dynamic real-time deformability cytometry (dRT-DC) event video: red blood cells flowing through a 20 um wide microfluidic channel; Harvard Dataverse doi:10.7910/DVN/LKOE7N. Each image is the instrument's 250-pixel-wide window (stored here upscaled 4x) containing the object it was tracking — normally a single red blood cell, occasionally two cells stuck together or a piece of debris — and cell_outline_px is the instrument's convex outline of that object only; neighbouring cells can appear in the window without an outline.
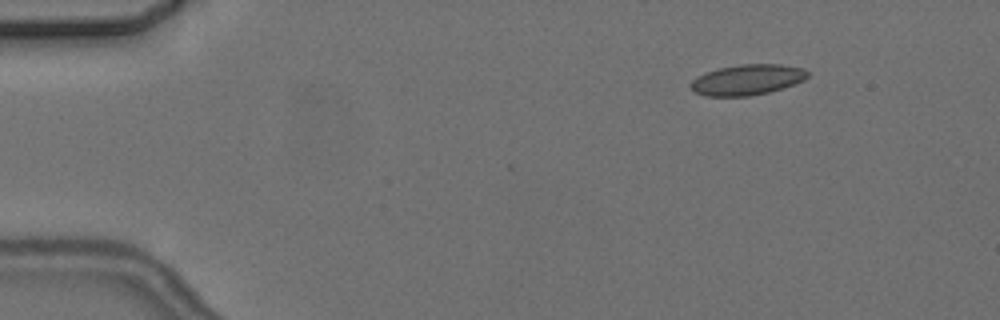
{"species": "common noctule bat (a hibernating species)", "species_latin": "Nyctalus noctula", "temperature_condition": "cold", "stored_images_in_passage": 6, "camera_frame_rate_fps": 3000, "um_per_image_px": 0.085, "animal": {"sex": "female", "body_mass_g": 24.6, "forearm_length_mm": 56.2}, "frame": {"image": 1, "passage_image": 3, "time_ms": 2.333, "image_size_px": [1000, 320], "cell_outline_px": [[808, 76], [804, 80], [768, 92], [748, 96], [704, 96], [688, 88], [688, 84], [692, 80], [704, 72], [716, 68], [740, 64], [780, 64], [804, 68], [808, 72]], "centroid_in_image_um": [63.45, 6.77], "position_along_channel_um": 21.6, "area_um2": 20.92}}
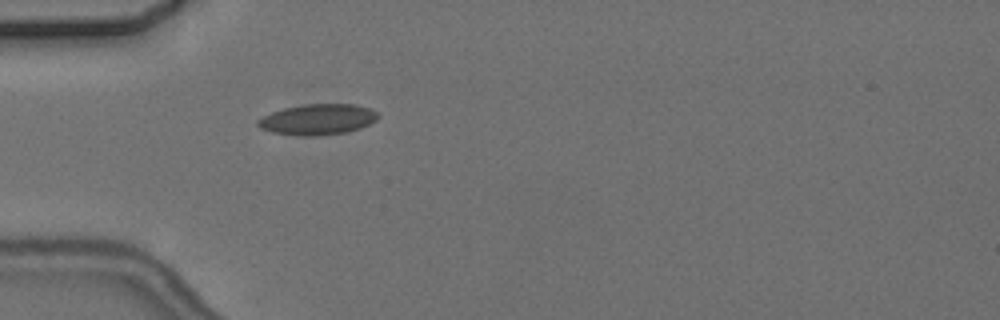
{"frame": {"image": 2, "passage_image": 6, "time_ms": 5.667, "image_size_px": [1000, 320], "cell_outline_px": [[380, 116], [376, 120], [360, 128], [348, 132], [316, 136], [296, 136], [272, 132], [260, 128], [256, 124], [256, 120], [272, 112], [284, 108], [304, 104], [352, 104], [368, 108], [376, 112]], "centroid_in_image_um": [26.98, 10.16], "position_along_channel_um": 58.0, "area_um2": 21.56}}